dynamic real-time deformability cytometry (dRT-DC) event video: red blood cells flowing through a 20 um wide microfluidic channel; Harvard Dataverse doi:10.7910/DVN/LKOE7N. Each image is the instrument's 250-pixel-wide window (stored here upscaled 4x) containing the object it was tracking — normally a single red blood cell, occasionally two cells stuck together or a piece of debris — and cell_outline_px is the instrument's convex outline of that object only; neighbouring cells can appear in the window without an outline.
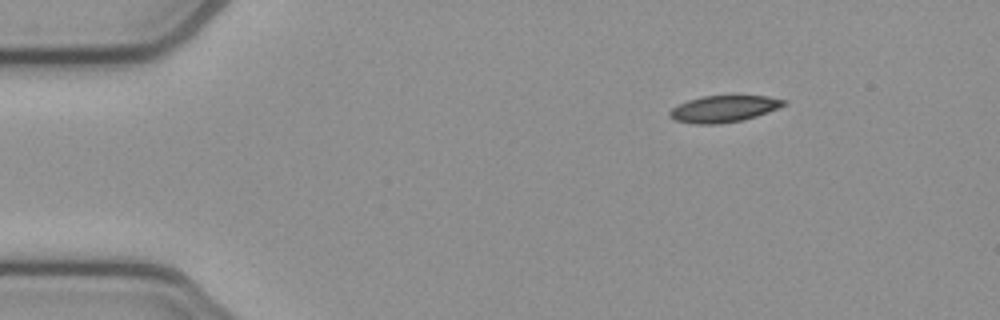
{"species": "common noctule bat (a hibernating species)", "species_latin": "Nyctalus noctula", "temperature_condition": "cold", "stored_images_in_passage": 46, "camera_frame_rate_fps": 3000, "um_per_image_px": 0.085, "animal": {"sex": "female", "body_mass_g": 21.9}, "frame": {"image": 1, "passage_image": 1, "time_ms": 0.0, "image_size_px": [1000, 320], "cell_outline_px": [[788, 104], [780, 108], [744, 120], [720, 124], [696, 124], [672, 120], [668, 116], [668, 112], [676, 104], [688, 100], [704, 96], [768, 96], [788, 100]], "centroid_in_image_um": [61.52, 9.26], "position_along_channel_um": 23.5, "area_um2": 18.03}}
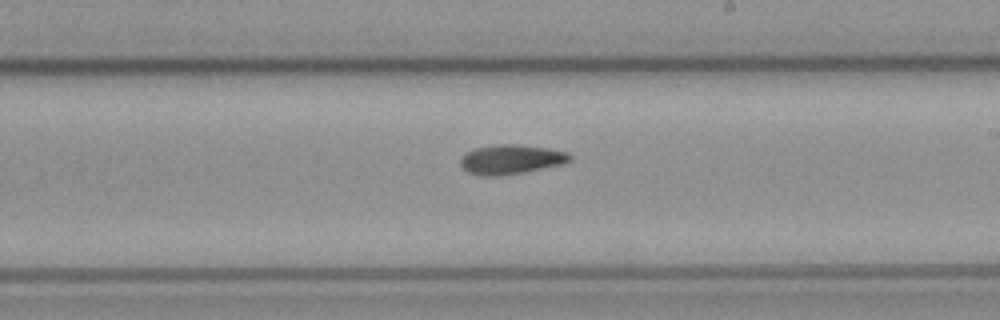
{"frame": {"image": 2, "passage_image": 24, "time_ms": 7.667, "image_size_px": [1000, 320], "cell_outline_px": [[572, 160], [564, 164], [524, 172], [500, 176], [480, 176], [468, 172], [460, 164], [460, 160], [468, 152], [476, 148], [496, 144], [520, 144], [548, 148], [568, 152], [572, 156]], "centroid_in_image_um": [43.48, 13.55], "position_along_channel_um": 245.5, "area_um2": 18.9}}
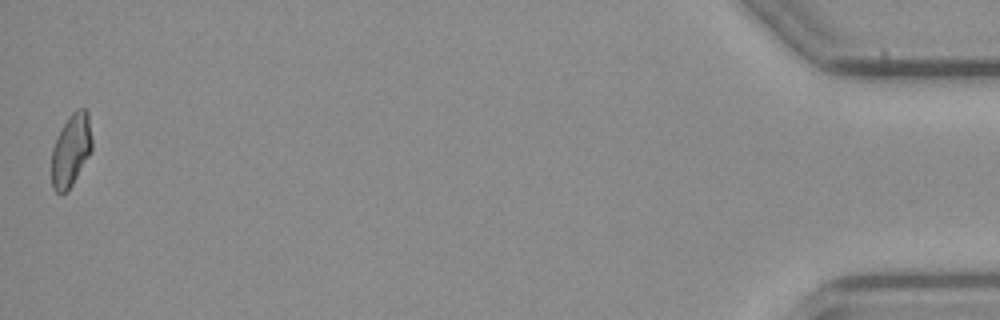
{"frame": {"image": 3, "passage_image": 46, "time_ms": 15.0, "image_size_px": [1000, 320], "cell_outline_px": [[92, 148], [88, 156], [72, 184], [60, 196], [52, 188], [52, 148], [68, 116], [72, 112], [80, 108], [84, 108], [88, 112], [92, 140]], "centroid_in_image_um": [6.03, 12.76], "position_along_channel_um": 429.2, "area_um2": 16.76}, "authors_computed_cell_mechanics": {"area_um2": 18.2648, "velocity_mm_per_s": 3.8648, "shape_relaxation_time_tau1_ms": 6.921, "shape_relaxation_time_tau2_ms": null, "deformation_change_tau1": 0.1548, "deformation_change_tau2": null}}